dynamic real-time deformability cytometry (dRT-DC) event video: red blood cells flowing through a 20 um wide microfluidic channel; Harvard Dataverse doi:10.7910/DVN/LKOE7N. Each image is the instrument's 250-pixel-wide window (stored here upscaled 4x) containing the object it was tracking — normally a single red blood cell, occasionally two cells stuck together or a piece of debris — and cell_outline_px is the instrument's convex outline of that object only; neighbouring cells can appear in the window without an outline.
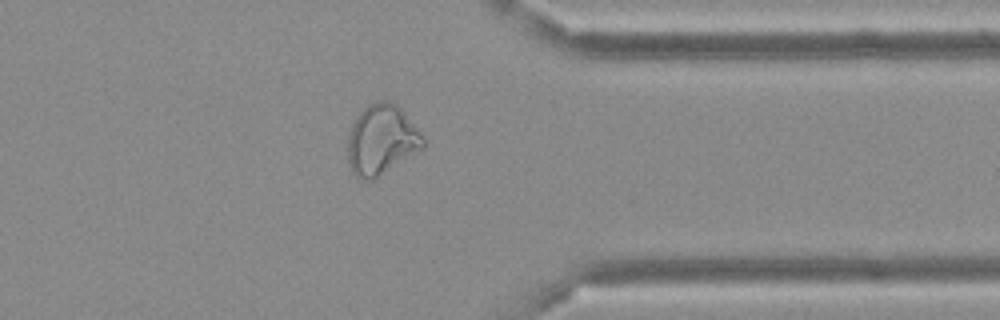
{"species": "Egyptian fruit bat (a non-hibernating species)", "species_latin": "Rousettus aegyptiacus", "temperature_condition": "cold", "stored_images_in_passage": 30, "camera_frame_rate_fps": 3000, "um_per_image_px": 0.085, "frame": {"image": 1, "passage_image": 26, "time_ms": 8.333, "image_size_px": [1000, 320], "cell_outline_px": [[428, 144], [424, 148], [372, 180], [368, 180], [356, 176], [352, 172], [348, 164], [348, 136], [352, 124], [356, 116], [368, 104], [380, 100], [392, 100], [400, 108]], "centroid_in_image_um": [32.42, 11.88], "position_along_channel_um": 379.0, "area_um2": 30.58}}